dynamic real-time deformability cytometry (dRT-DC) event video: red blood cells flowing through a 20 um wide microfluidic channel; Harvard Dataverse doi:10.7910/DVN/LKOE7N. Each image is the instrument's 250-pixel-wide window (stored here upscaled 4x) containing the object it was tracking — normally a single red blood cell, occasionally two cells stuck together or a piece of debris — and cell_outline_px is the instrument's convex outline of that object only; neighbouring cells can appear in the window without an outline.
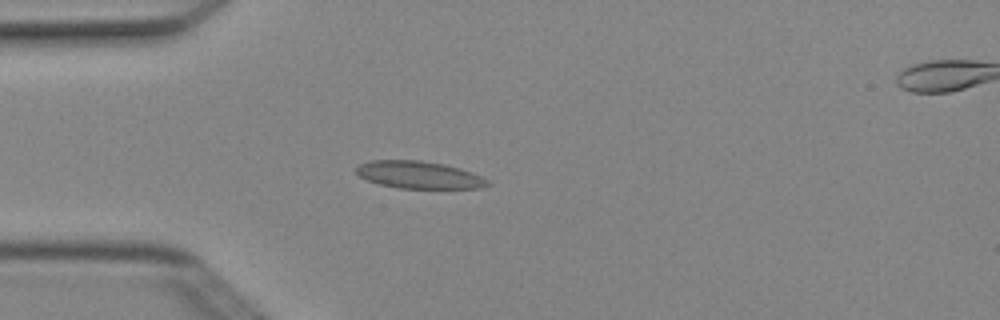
{"species": "Egyptian fruit bat (a non-hibernating species)", "species_latin": "Rousettus aegyptiacus", "temperature_condition": "cold", "stored_images_in_passage": 3, "camera_frame_rate_fps": 3000, "um_per_image_px": 0.085, "animal": {"sex": "female"}, "frame": {"image": 1, "passage_image": 2, "time_ms": 0.333, "image_size_px": [1000, 320], "cell_outline_px": [[492, 184], [480, 188], [400, 188], [380, 184], [368, 180], [360, 176], [356, 172], [356, 168], [360, 164], [372, 160], [420, 160], [444, 164], [460, 168], [472, 172], [488, 180]], "centroid_in_image_um": [35.64, 14.86], "position_along_channel_um": 49.4, "area_um2": 20.81}}